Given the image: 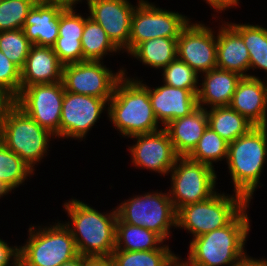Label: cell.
I'll return each mask as SVG.
<instances>
[{"label": "cell", "instance_id": "obj_18", "mask_svg": "<svg viewBox=\"0 0 267 266\" xmlns=\"http://www.w3.org/2000/svg\"><path fill=\"white\" fill-rule=\"evenodd\" d=\"M65 7L52 0H38L29 11L23 31L35 46L52 47L59 36L60 12Z\"/></svg>", "mask_w": 267, "mask_h": 266}, {"label": "cell", "instance_id": "obj_34", "mask_svg": "<svg viewBox=\"0 0 267 266\" xmlns=\"http://www.w3.org/2000/svg\"><path fill=\"white\" fill-rule=\"evenodd\" d=\"M38 0H2L0 31L22 29L26 17Z\"/></svg>", "mask_w": 267, "mask_h": 266}, {"label": "cell", "instance_id": "obj_23", "mask_svg": "<svg viewBox=\"0 0 267 266\" xmlns=\"http://www.w3.org/2000/svg\"><path fill=\"white\" fill-rule=\"evenodd\" d=\"M217 32V68L233 71L242 77H249V51L242 37L228 24L222 23Z\"/></svg>", "mask_w": 267, "mask_h": 266}, {"label": "cell", "instance_id": "obj_30", "mask_svg": "<svg viewBox=\"0 0 267 266\" xmlns=\"http://www.w3.org/2000/svg\"><path fill=\"white\" fill-rule=\"evenodd\" d=\"M32 174L33 170L0 141V184L11 193Z\"/></svg>", "mask_w": 267, "mask_h": 266}, {"label": "cell", "instance_id": "obj_36", "mask_svg": "<svg viewBox=\"0 0 267 266\" xmlns=\"http://www.w3.org/2000/svg\"><path fill=\"white\" fill-rule=\"evenodd\" d=\"M0 86L8 89L15 96L21 90V70L0 50Z\"/></svg>", "mask_w": 267, "mask_h": 266}, {"label": "cell", "instance_id": "obj_1", "mask_svg": "<svg viewBox=\"0 0 267 266\" xmlns=\"http://www.w3.org/2000/svg\"><path fill=\"white\" fill-rule=\"evenodd\" d=\"M123 70V77L117 82L113 96L108 101V117L123 137H133L152 133L158 128L151 101L149 86L138 78L127 77ZM126 76V77H125Z\"/></svg>", "mask_w": 267, "mask_h": 266}, {"label": "cell", "instance_id": "obj_21", "mask_svg": "<svg viewBox=\"0 0 267 266\" xmlns=\"http://www.w3.org/2000/svg\"><path fill=\"white\" fill-rule=\"evenodd\" d=\"M63 64L52 47L32 45L21 70V89L33 84L62 81Z\"/></svg>", "mask_w": 267, "mask_h": 266}, {"label": "cell", "instance_id": "obj_9", "mask_svg": "<svg viewBox=\"0 0 267 266\" xmlns=\"http://www.w3.org/2000/svg\"><path fill=\"white\" fill-rule=\"evenodd\" d=\"M215 168L188 157H178L170 171L171 190L169 197L174 208L204 201L210 198L215 191L217 175Z\"/></svg>", "mask_w": 267, "mask_h": 266}, {"label": "cell", "instance_id": "obj_31", "mask_svg": "<svg viewBox=\"0 0 267 266\" xmlns=\"http://www.w3.org/2000/svg\"><path fill=\"white\" fill-rule=\"evenodd\" d=\"M175 257L165 244L152 251L114 250L111 254L114 266H168Z\"/></svg>", "mask_w": 267, "mask_h": 266}, {"label": "cell", "instance_id": "obj_2", "mask_svg": "<svg viewBox=\"0 0 267 266\" xmlns=\"http://www.w3.org/2000/svg\"><path fill=\"white\" fill-rule=\"evenodd\" d=\"M249 204L226 226L192 238L186 262L191 266H232L247 256Z\"/></svg>", "mask_w": 267, "mask_h": 266}, {"label": "cell", "instance_id": "obj_32", "mask_svg": "<svg viewBox=\"0 0 267 266\" xmlns=\"http://www.w3.org/2000/svg\"><path fill=\"white\" fill-rule=\"evenodd\" d=\"M228 146L229 143L208 126L187 157L214 168L213 162L227 159Z\"/></svg>", "mask_w": 267, "mask_h": 266}, {"label": "cell", "instance_id": "obj_40", "mask_svg": "<svg viewBox=\"0 0 267 266\" xmlns=\"http://www.w3.org/2000/svg\"><path fill=\"white\" fill-rule=\"evenodd\" d=\"M208 3L216 12L225 11L227 8L238 6L239 0H204Z\"/></svg>", "mask_w": 267, "mask_h": 266}, {"label": "cell", "instance_id": "obj_26", "mask_svg": "<svg viewBox=\"0 0 267 266\" xmlns=\"http://www.w3.org/2000/svg\"><path fill=\"white\" fill-rule=\"evenodd\" d=\"M129 55L150 68L164 69L177 58V39L157 37L138 44Z\"/></svg>", "mask_w": 267, "mask_h": 266}, {"label": "cell", "instance_id": "obj_3", "mask_svg": "<svg viewBox=\"0 0 267 266\" xmlns=\"http://www.w3.org/2000/svg\"><path fill=\"white\" fill-rule=\"evenodd\" d=\"M63 205L72 221L64 225L71 231L79 255L111 256L116 243L117 209L105 214L77 199Z\"/></svg>", "mask_w": 267, "mask_h": 266}, {"label": "cell", "instance_id": "obj_19", "mask_svg": "<svg viewBox=\"0 0 267 266\" xmlns=\"http://www.w3.org/2000/svg\"><path fill=\"white\" fill-rule=\"evenodd\" d=\"M149 98L157 121L164 127L172 120L188 116L198 108L195 92L166 84L154 89L149 87Z\"/></svg>", "mask_w": 267, "mask_h": 266}, {"label": "cell", "instance_id": "obj_45", "mask_svg": "<svg viewBox=\"0 0 267 266\" xmlns=\"http://www.w3.org/2000/svg\"><path fill=\"white\" fill-rule=\"evenodd\" d=\"M8 191L4 188V186H2L1 184H0V199H1V197H3L4 195H8Z\"/></svg>", "mask_w": 267, "mask_h": 266}, {"label": "cell", "instance_id": "obj_17", "mask_svg": "<svg viewBox=\"0 0 267 266\" xmlns=\"http://www.w3.org/2000/svg\"><path fill=\"white\" fill-rule=\"evenodd\" d=\"M229 107L254 126H267V81L251 74L242 77Z\"/></svg>", "mask_w": 267, "mask_h": 266}, {"label": "cell", "instance_id": "obj_29", "mask_svg": "<svg viewBox=\"0 0 267 266\" xmlns=\"http://www.w3.org/2000/svg\"><path fill=\"white\" fill-rule=\"evenodd\" d=\"M243 39L250 55V69L267 72V29L259 25L228 23Z\"/></svg>", "mask_w": 267, "mask_h": 266}, {"label": "cell", "instance_id": "obj_38", "mask_svg": "<svg viewBox=\"0 0 267 266\" xmlns=\"http://www.w3.org/2000/svg\"><path fill=\"white\" fill-rule=\"evenodd\" d=\"M15 105L16 96L8 89L0 86V127Z\"/></svg>", "mask_w": 267, "mask_h": 266}, {"label": "cell", "instance_id": "obj_11", "mask_svg": "<svg viewBox=\"0 0 267 266\" xmlns=\"http://www.w3.org/2000/svg\"><path fill=\"white\" fill-rule=\"evenodd\" d=\"M103 64L101 61H84L63 65L64 90L95 96L108 102L113 96L117 82L124 76L123 67L115 74Z\"/></svg>", "mask_w": 267, "mask_h": 266}, {"label": "cell", "instance_id": "obj_13", "mask_svg": "<svg viewBox=\"0 0 267 266\" xmlns=\"http://www.w3.org/2000/svg\"><path fill=\"white\" fill-rule=\"evenodd\" d=\"M217 35L203 23L189 22L177 39V58L197 74L217 68ZM202 72V73H201Z\"/></svg>", "mask_w": 267, "mask_h": 266}, {"label": "cell", "instance_id": "obj_15", "mask_svg": "<svg viewBox=\"0 0 267 266\" xmlns=\"http://www.w3.org/2000/svg\"><path fill=\"white\" fill-rule=\"evenodd\" d=\"M130 138L137 140L128 149L131 153V163L141 169L145 168L162 175L171 171L179 156L164 128Z\"/></svg>", "mask_w": 267, "mask_h": 266}, {"label": "cell", "instance_id": "obj_10", "mask_svg": "<svg viewBox=\"0 0 267 266\" xmlns=\"http://www.w3.org/2000/svg\"><path fill=\"white\" fill-rule=\"evenodd\" d=\"M189 22L190 19L185 15L139 0L131 19L129 53L145 40L157 37L178 39Z\"/></svg>", "mask_w": 267, "mask_h": 266}, {"label": "cell", "instance_id": "obj_8", "mask_svg": "<svg viewBox=\"0 0 267 266\" xmlns=\"http://www.w3.org/2000/svg\"><path fill=\"white\" fill-rule=\"evenodd\" d=\"M118 217L127 224L140 226L158 234L164 241L170 238V227L177 228V211L169 193L152 192L124 200L117 208Z\"/></svg>", "mask_w": 267, "mask_h": 266}, {"label": "cell", "instance_id": "obj_42", "mask_svg": "<svg viewBox=\"0 0 267 266\" xmlns=\"http://www.w3.org/2000/svg\"><path fill=\"white\" fill-rule=\"evenodd\" d=\"M60 266H84V256L79 255L75 257L74 259L63 263Z\"/></svg>", "mask_w": 267, "mask_h": 266}, {"label": "cell", "instance_id": "obj_37", "mask_svg": "<svg viewBox=\"0 0 267 266\" xmlns=\"http://www.w3.org/2000/svg\"><path fill=\"white\" fill-rule=\"evenodd\" d=\"M0 266H18V246H9L2 239H0Z\"/></svg>", "mask_w": 267, "mask_h": 266}, {"label": "cell", "instance_id": "obj_6", "mask_svg": "<svg viewBox=\"0 0 267 266\" xmlns=\"http://www.w3.org/2000/svg\"><path fill=\"white\" fill-rule=\"evenodd\" d=\"M48 129L40 126L15 105L0 127V141L17 154L33 171L48 152L51 138ZM34 167V168H33Z\"/></svg>", "mask_w": 267, "mask_h": 266}, {"label": "cell", "instance_id": "obj_28", "mask_svg": "<svg viewBox=\"0 0 267 266\" xmlns=\"http://www.w3.org/2000/svg\"><path fill=\"white\" fill-rule=\"evenodd\" d=\"M81 45L83 62L102 61L108 53L120 51L109 39L105 30L89 16L85 18Z\"/></svg>", "mask_w": 267, "mask_h": 266}, {"label": "cell", "instance_id": "obj_41", "mask_svg": "<svg viewBox=\"0 0 267 266\" xmlns=\"http://www.w3.org/2000/svg\"><path fill=\"white\" fill-rule=\"evenodd\" d=\"M267 260L265 258L259 259H253V257H249L248 255L243 258L241 261L238 263L232 265V266H263Z\"/></svg>", "mask_w": 267, "mask_h": 266}, {"label": "cell", "instance_id": "obj_35", "mask_svg": "<svg viewBox=\"0 0 267 266\" xmlns=\"http://www.w3.org/2000/svg\"><path fill=\"white\" fill-rule=\"evenodd\" d=\"M162 72L164 84L198 93L199 75L184 61L176 58Z\"/></svg>", "mask_w": 267, "mask_h": 266}, {"label": "cell", "instance_id": "obj_14", "mask_svg": "<svg viewBox=\"0 0 267 266\" xmlns=\"http://www.w3.org/2000/svg\"><path fill=\"white\" fill-rule=\"evenodd\" d=\"M107 105L108 102L102 98L65 91L60 118V138L83 140L102 112L108 110Z\"/></svg>", "mask_w": 267, "mask_h": 266}, {"label": "cell", "instance_id": "obj_5", "mask_svg": "<svg viewBox=\"0 0 267 266\" xmlns=\"http://www.w3.org/2000/svg\"><path fill=\"white\" fill-rule=\"evenodd\" d=\"M36 227L29 228L28 240L18 247V266H60L79 256L71 231L64 223Z\"/></svg>", "mask_w": 267, "mask_h": 266}, {"label": "cell", "instance_id": "obj_12", "mask_svg": "<svg viewBox=\"0 0 267 266\" xmlns=\"http://www.w3.org/2000/svg\"><path fill=\"white\" fill-rule=\"evenodd\" d=\"M65 94L62 81L33 84L16 96V105L40 126L60 138V118Z\"/></svg>", "mask_w": 267, "mask_h": 266}, {"label": "cell", "instance_id": "obj_4", "mask_svg": "<svg viewBox=\"0 0 267 266\" xmlns=\"http://www.w3.org/2000/svg\"><path fill=\"white\" fill-rule=\"evenodd\" d=\"M267 156V126H254L247 134L229 143L226 163L234 192L249 203L260 184Z\"/></svg>", "mask_w": 267, "mask_h": 266}, {"label": "cell", "instance_id": "obj_20", "mask_svg": "<svg viewBox=\"0 0 267 266\" xmlns=\"http://www.w3.org/2000/svg\"><path fill=\"white\" fill-rule=\"evenodd\" d=\"M84 24L85 17L76 14L74 7H65L60 12L59 36L52 48L63 65L83 62L81 39Z\"/></svg>", "mask_w": 267, "mask_h": 266}, {"label": "cell", "instance_id": "obj_33", "mask_svg": "<svg viewBox=\"0 0 267 266\" xmlns=\"http://www.w3.org/2000/svg\"><path fill=\"white\" fill-rule=\"evenodd\" d=\"M31 46L23 29L0 31V50L20 70L25 65Z\"/></svg>", "mask_w": 267, "mask_h": 266}, {"label": "cell", "instance_id": "obj_24", "mask_svg": "<svg viewBox=\"0 0 267 266\" xmlns=\"http://www.w3.org/2000/svg\"><path fill=\"white\" fill-rule=\"evenodd\" d=\"M202 86L198 85V107L209 108L229 106L238 82L242 76L236 72L214 68L203 73Z\"/></svg>", "mask_w": 267, "mask_h": 266}, {"label": "cell", "instance_id": "obj_22", "mask_svg": "<svg viewBox=\"0 0 267 266\" xmlns=\"http://www.w3.org/2000/svg\"><path fill=\"white\" fill-rule=\"evenodd\" d=\"M208 127L205 108L198 107L190 115L169 122L167 131L173 148L179 157H187L196 147Z\"/></svg>", "mask_w": 267, "mask_h": 266}, {"label": "cell", "instance_id": "obj_16", "mask_svg": "<svg viewBox=\"0 0 267 266\" xmlns=\"http://www.w3.org/2000/svg\"><path fill=\"white\" fill-rule=\"evenodd\" d=\"M87 5L89 17L105 30L120 51L129 53L131 19L136 6L128 0H91Z\"/></svg>", "mask_w": 267, "mask_h": 266}, {"label": "cell", "instance_id": "obj_44", "mask_svg": "<svg viewBox=\"0 0 267 266\" xmlns=\"http://www.w3.org/2000/svg\"><path fill=\"white\" fill-rule=\"evenodd\" d=\"M168 266H191L186 261H181V257L179 258L178 255L173 259V261Z\"/></svg>", "mask_w": 267, "mask_h": 266}, {"label": "cell", "instance_id": "obj_27", "mask_svg": "<svg viewBox=\"0 0 267 266\" xmlns=\"http://www.w3.org/2000/svg\"><path fill=\"white\" fill-rule=\"evenodd\" d=\"M163 242L158 234L144 227L124 223L117 218L115 250L152 251L160 249Z\"/></svg>", "mask_w": 267, "mask_h": 266}, {"label": "cell", "instance_id": "obj_43", "mask_svg": "<svg viewBox=\"0 0 267 266\" xmlns=\"http://www.w3.org/2000/svg\"><path fill=\"white\" fill-rule=\"evenodd\" d=\"M55 2H58L59 4L63 5L64 7H74L75 8V4H78V2L80 3V1L82 2V0H52ZM88 4L91 0H86Z\"/></svg>", "mask_w": 267, "mask_h": 266}, {"label": "cell", "instance_id": "obj_7", "mask_svg": "<svg viewBox=\"0 0 267 266\" xmlns=\"http://www.w3.org/2000/svg\"><path fill=\"white\" fill-rule=\"evenodd\" d=\"M234 194L215 192L204 201L181 207L177 211V228L188 230L196 238L228 225L250 204L242 195Z\"/></svg>", "mask_w": 267, "mask_h": 266}, {"label": "cell", "instance_id": "obj_25", "mask_svg": "<svg viewBox=\"0 0 267 266\" xmlns=\"http://www.w3.org/2000/svg\"><path fill=\"white\" fill-rule=\"evenodd\" d=\"M208 126L228 143L247 134L254 125L229 106L213 107L208 110Z\"/></svg>", "mask_w": 267, "mask_h": 266}, {"label": "cell", "instance_id": "obj_39", "mask_svg": "<svg viewBox=\"0 0 267 266\" xmlns=\"http://www.w3.org/2000/svg\"><path fill=\"white\" fill-rule=\"evenodd\" d=\"M84 266H114L111 256H84Z\"/></svg>", "mask_w": 267, "mask_h": 266}]
</instances>
